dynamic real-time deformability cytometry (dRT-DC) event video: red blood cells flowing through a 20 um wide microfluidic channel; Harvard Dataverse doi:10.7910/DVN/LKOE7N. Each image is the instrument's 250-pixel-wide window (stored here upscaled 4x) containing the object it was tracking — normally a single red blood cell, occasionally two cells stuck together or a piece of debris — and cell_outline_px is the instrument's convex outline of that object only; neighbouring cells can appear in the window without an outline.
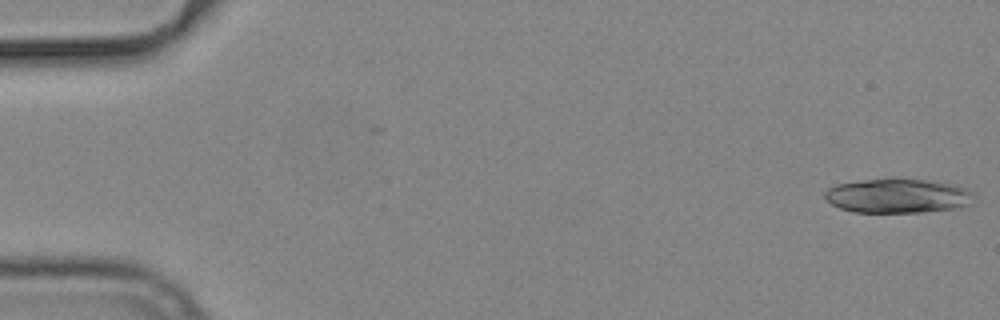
{"species": "common noctule bat (a hibernating species)", "species_latin": "Nyctalus noctula", "temperature_condition": "cold", "stored_images_in_passage": 13, "camera_frame_rate_fps": 3000, "um_per_image_px": 0.085, "animal": {"sex": "male", "body_mass_g": 19.2, "forearm_length_mm": 51.8}, "frame": {"image": 1, "passage_image": 1, "time_ms": 0.0, "image_size_px": [1000, 320], "cell_outline_px": [[972, 204], [956, 208], [924, 212], [852, 212], [840, 208], [832, 204], [824, 196], [824, 192], [828, 188], [836, 184], [888, 176], [900, 176], [928, 180], [952, 184], [964, 188], [972, 192]], "centroid_in_image_um": [76.28, 16.61], "position_along_channel_um": 8.7, "area_um2": 30.52}}